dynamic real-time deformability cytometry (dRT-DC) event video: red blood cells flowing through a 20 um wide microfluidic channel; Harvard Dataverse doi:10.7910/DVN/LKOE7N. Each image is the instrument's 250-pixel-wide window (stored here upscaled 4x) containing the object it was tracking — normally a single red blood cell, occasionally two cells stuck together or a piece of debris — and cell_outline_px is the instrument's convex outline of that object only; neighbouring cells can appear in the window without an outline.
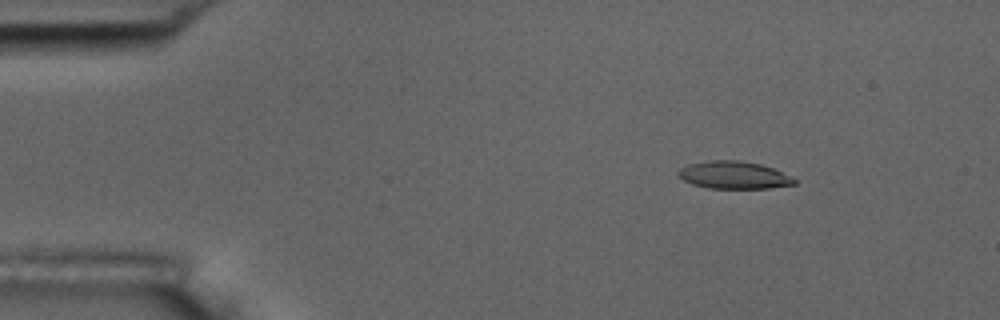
{"species": "common noctule bat (a hibernating species)", "species_latin": "Nyctalus noctula", "temperature_condition": "room temperature", "stored_images_in_passage": 5, "camera_frame_rate_fps": 3000, "um_per_image_px": 0.085, "animal": {"sex": "male", "body_mass_g": 17.5, "forearm_length_mm": 52.3}, "frame": {"image": 1, "passage_image": 3, "time_ms": 2.333, "image_size_px": [1000, 320], "cell_outline_px": [[796, 184], [768, 188], [708, 188], [692, 184], [676, 176], [676, 172], [680, 168], [688, 164], [708, 160], [736, 160], [760, 164], [772, 168], [796, 180]], "centroid_in_image_um": [62.3, 14.88], "position_along_channel_um": 22.7, "area_um2": 18.5}}
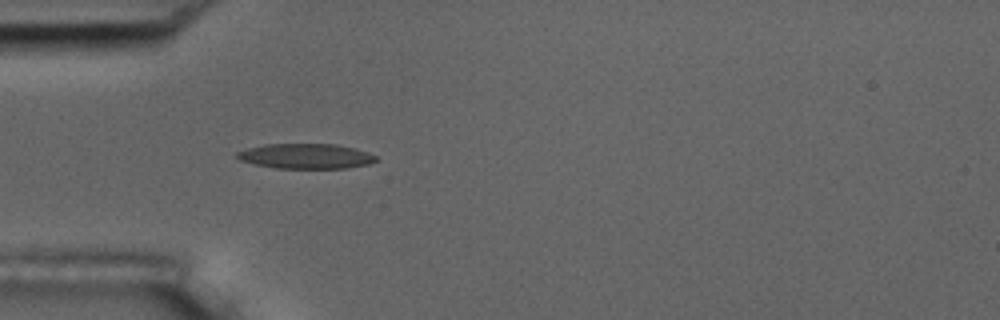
{"frame": {"image": 2, "passage_image": 5, "time_ms": 5.333, "image_size_px": [1000, 320], "cell_outline_px": [[376, 160], [368, 164], [348, 168], [276, 168], [256, 164], [240, 160], [236, 156], [236, 152], [248, 148], [264, 144], [336, 144], [356, 148], [368, 152], [376, 156]], "centroid_in_image_um": [26.01, 13.27], "position_along_channel_um": 59.0, "area_um2": 20.23}}